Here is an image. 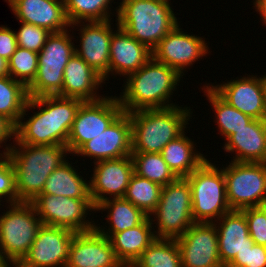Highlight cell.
<instances>
[{
    "mask_svg": "<svg viewBox=\"0 0 266 267\" xmlns=\"http://www.w3.org/2000/svg\"><path fill=\"white\" fill-rule=\"evenodd\" d=\"M27 88L9 75L0 77V115L14 126L20 120L28 100Z\"/></svg>",
    "mask_w": 266,
    "mask_h": 267,
    "instance_id": "cell-32",
    "label": "cell"
},
{
    "mask_svg": "<svg viewBox=\"0 0 266 267\" xmlns=\"http://www.w3.org/2000/svg\"><path fill=\"white\" fill-rule=\"evenodd\" d=\"M103 82V77L75 53L65 66L62 90L57 95L83 102L98 101L104 97L97 94Z\"/></svg>",
    "mask_w": 266,
    "mask_h": 267,
    "instance_id": "cell-24",
    "label": "cell"
},
{
    "mask_svg": "<svg viewBox=\"0 0 266 267\" xmlns=\"http://www.w3.org/2000/svg\"><path fill=\"white\" fill-rule=\"evenodd\" d=\"M253 4L255 6H252V7H255V11L259 12V15L261 17V21H263V25L266 24V0H253ZM266 26V25H265Z\"/></svg>",
    "mask_w": 266,
    "mask_h": 267,
    "instance_id": "cell-43",
    "label": "cell"
},
{
    "mask_svg": "<svg viewBox=\"0 0 266 267\" xmlns=\"http://www.w3.org/2000/svg\"><path fill=\"white\" fill-rule=\"evenodd\" d=\"M121 267H134L133 265H122Z\"/></svg>",
    "mask_w": 266,
    "mask_h": 267,
    "instance_id": "cell-48",
    "label": "cell"
},
{
    "mask_svg": "<svg viewBox=\"0 0 266 267\" xmlns=\"http://www.w3.org/2000/svg\"><path fill=\"white\" fill-rule=\"evenodd\" d=\"M66 160L57 167L47 178L41 194H51L74 199H91L89 180H84Z\"/></svg>",
    "mask_w": 266,
    "mask_h": 267,
    "instance_id": "cell-29",
    "label": "cell"
},
{
    "mask_svg": "<svg viewBox=\"0 0 266 267\" xmlns=\"http://www.w3.org/2000/svg\"><path fill=\"white\" fill-rule=\"evenodd\" d=\"M134 267H182L175 239L156 238L134 262Z\"/></svg>",
    "mask_w": 266,
    "mask_h": 267,
    "instance_id": "cell-31",
    "label": "cell"
},
{
    "mask_svg": "<svg viewBox=\"0 0 266 267\" xmlns=\"http://www.w3.org/2000/svg\"><path fill=\"white\" fill-rule=\"evenodd\" d=\"M204 93L207 96V100L215 111V123L219 127V133L224 136V140H227L232 134L236 133L237 130L245 127L249 124L253 118L243 114L241 111L230 106L225 102L210 86L204 85L202 87Z\"/></svg>",
    "mask_w": 266,
    "mask_h": 267,
    "instance_id": "cell-30",
    "label": "cell"
},
{
    "mask_svg": "<svg viewBox=\"0 0 266 267\" xmlns=\"http://www.w3.org/2000/svg\"><path fill=\"white\" fill-rule=\"evenodd\" d=\"M117 30L111 36L109 75L125 78L139 70L152 58V51L137 41L116 24Z\"/></svg>",
    "mask_w": 266,
    "mask_h": 267,
    "instance_id": "cell-22",
    "label": "cell"
},
{
    "mask_svg": "<svg viewBox=\"0 0 266 267\" xmlns=\"http://www.w3.org/2000/svg\"><path fill=\"white\" fill-rule=\"evenodd\" d=\"M7 262L0 258V267H4Z\"/></svg>",
    "mask_w": 266,
    "mask_h": 267,
    "instance_id": "cell-47",
    "label": "cell"
},
{
    "mask_svg": "<svg viewBox=\"0 0 266 267\" xmlns=\"http://www.w3.org/2000/svg\"><path fill=\"white\" fill-rule=\"evenodd\" d=\"M111 20L101 22H79L71 24L81 27L80 45L75 47V53L93 68L104 81L109 78L110 43L114 33ZM85 24V25H84Z\"/></svg>",
    "mask_w": 266,
    "mask_h": 267,
    "instance_id": "cell-18",
    "label": "cell"
},
{
    "mask_svg": "<svg viewBox=\"0 0 266 267\" xmlns=\"http://www.w3.org/2000/svg\"><path fill=\"white\" fill-rule=\"evenodd\" d=\"M74 235L67 228L42 224L20 263L24 267H65Z\"/></svg>",
    "mask_w": 266,
    "mask_h": 267,
    "instance_id": "cell-15",
    "label": "cell"
},
{
    "mask_svg": "<svg viewBox=\"0 0 266 267\" xmlns=\"http://www.w3.org/2000/svg\"><path fill=\"white\" fill-rule=\"evenodd\" d=\"M181 75L153 57L139 70L126 77L123 92L117 96L124 112L178 106L170 96L179 86ZM170 103V104H169Z\"/></svg>",
    "mask_w": 266,
    "mask_h": 267,
    "instance_id": "cell-3",
    "label": "cell"
},
{
    "mask_svg": "<svg viewBox=\"0 0 266 267\" xmlns=\"http://www.w3.org/2000/svg\"><path fill=\"white\" fill-rule=\"evenodd\" d=\"M94 165L93 175L89 181V194L94 207L112 196L123 198L134 174L132 156L102 160Z\"/></svg>",
    "mask_w": 266,
    "mask_h": 267,
    "instance_id": "cell-16",
    "label": "cell"
},
{
    "mask_svg": "<svg viewBox=\"0 0 266 267\" xmlns=\"http://www.w3.org/2000/svg\"><path fill=\"white\" fill-rule=\"evenodd\" d=\"M15 169L19 202H32L44 189L48 176L67 159V146L15 143L5 147Z\"/></svg>",
    "mask_w": 266,
    "mask_h": 267,
    "instance_id": "cell-2",
    "label": "cell"
},
{
    "mask_svg": "<svg viewBox=\"0 0 266 267\" xmlns=\"http://www.w3.org/2000/svg\"><path fill=\"white\" fill-rule=\"evenodd\" d=\"M68 29L51 33L38 53V72L27 88L28 97L57 95L62 90L64 69L75 54L73 37ZM72 39V40H71Z\"/></svg>",
    "mask_w": 266,
    "mask_h": 267,
    "instance_id": "cell-9",
    "label": "cell"
},
{
    "mask_svg": "<svg viewBox=\"0 0 266 267\" xmlns=\"http://www.w3.org/2000/svg\"><path fill=\"white\" fill-rule=\"evenodd\" d=\"M157 221L156 238L176 239L194 224L192 218V192L186 178H177L162 187L156 209L150 214Z\"/></svg>",
    "mask_w": 266,
    "mask_h": 267,
    "instance_id": "cell-8",
    "label": "cell"
},
{
    "mask_svg": "<svg viewBox=\"0 0 266 267\" xmlns=\"http://www.w3.org/2000/svg\"><path fill=\"white\" fill-rule=\"evenodd\" d=\"M132 123L130 115L122 112L101 134L86 142L76 153L92 157L94 163L132 154Z\"/></svg>",
    "mask_w": 266,
    "mask_h": 267,
    "instance_id": "cell-17",
    "label": "cell"
},
{
    "mask_svg": "<svg viewBox=\"0 0 266 267\" xmlns=\"http://www.w3.org/2000/svg\"><path fill=\"white\" fill-rule=\"evenodd\" d=\"M134 173L159 185L166 186L178 177L163 160L161 153L132 152Z\"/></svg>",
    "mask_w": 266,
    "mask_h": 267,
    "instance_id": "cell-33",
    "label": "cell"
},
{
    "mask_svg": "<svg viewBox=\"0 0 266 267\" xmlns=\"http://www.w3.org/2000/svg\"><path fill=\"white\" fill-rule=\"evenodd\" d=\"M112 2V0H64L65 14L70 25L84 21H108L111 20L112 13L109 11V6Z\"/></svg>",
    "mask_w": 266,
    "mask_h": 267,
    "instance_id": "cell-35",
    "label": "cell"
},
{
    "mask_svg": "<svg viewBox=\"0 0 266 267\" xmlns=\"http://www.w3.org/2000/svg\"><path fill=\"white\" fill-rule=\"evenodd\" d=\"M215 222L220 261L226 267L236 254L251 248L254 241L250 237L247 219L241 210H231Z\"/></svg>",
    "mask_w": 266,
    "mask_h": 267,
    "instance_id": "cell-23",
    "label": "cell"
},
{
    "mask_svg": "<svg viewBox=\"0 0 266 267\" xmlns=\"http://www.w3.org/2000/svg\"><path fill=\"white\" fill-rule=\"evenodd\" d=\"M116 7L118 26L151 51L179 24L169 0H122Z\"/></svg>",
    "mask_w": 266,
    "mask_h": 267,
    "instance_id": "cell-5",
    "label": "cell"
},
{
    "mask_svg": "<svg viewBox=\"0 0 266 267\" xmlns=\"http://www.w3.org/2000/svg\"><path fill=\"white\" fill-rule=\"evenodd\" d=\"M223 172L231 210L266 204V163L231 161Z\"/></svg>",
    "mask_w": 266,
    "mask_h": 267,
    "instance_id": "cell-10",
    "label": "cell"
},
{
    "mask_svg": "<svg viewBox=\"0 0 266 267\" xmlns=\"http://www.w3.org/2000/svg\"><path fill=\"white\" fill-rule=\"evenodd\" d=\"M260 81H261V86H262V91H263L264 102L266 104V75L265 74L264 76L262 75L260 77Z\"/></svg>",
    "mask_w": 266,
    "mask_h": 267,
    "instance_id": "cell-45",
    "label": "cell"
},
{
    "mask_svg": "<svg viewBox=\"0 0 266 267\" xmlns=\"http://www.w3.org/2000/svg\"><path fill=\"white\" fill-rule=\"evenodd\" d=\"M15 126L4 116L0 115V147L1 144L8 141L9 138L14 139Z\"/></svg>",
    "mask_w": 266,
    "mask_h": 267,
    "instance_id": "cell-42",
    "label": "cell"
},
{
    "mask_svg": "<svg viewBox=\"0 0 266 267\" xmlns=\"http://www.w3.org/2000/svg\"><path fill=\"white\" fill-rule=\"evenodd\" d=\"M31 203L42 224L67 228L75 233L95 229L94 221L91 222L86 218L91 214L89 211L95 212L91 199L39 194Z\"/></svg>",
    "mask_w": 266,
    "mask_h": 267,
    "instance_id": "cell-11",
    "label": "cell"
},
{
    "mask_svg": "<svg viewBox=\"0 0 266 267\" xmlns=\"http://www.w3.org/2000/svg\"><path fill=\"white\" fill-rule=\"evenodd\" d=\"M11 264L14 267H24L20 262H14V263L7 262L4 267H12L10 266Z\"/></svg>",
    "mask_w": 266,
    "mask_h": 267,
    "instance_id": "cell-46",
    "label": "cell"
},
{
    "mask_svg": "<svg viewBox=\"0 0 266 267\" xmlns=\"http://www.w3.org/2000/svg\"><path fill=\"white\" fill-rule=\"evenodd\" d=\"M191 110L190 107L171 106L128 113L132 123V152L161 153L170 141L184 132L192 117Z\"/></svg>",
    "mask_w": 266,
    "mask_h": 267,
    "instance_id": "cell-4",
    "label": "cell"
},
{
    "mask_svg": "<svg viewBox=\"0 0 266 267\" xmlns=\"http://www.w3.org/2000/svg\"><path fill=\"white\" fill-rule=\"evenodd\" d=\"M6 203H18L16 192L15 169L7 153L0 156V200Z\"/></svg>",
    "mask_w": 266,
    "mask_h": 267,
    "instance_id": "cell-38",
    "label": "cell"
},
{
    "mask_svg": "<svg viewBox=\"0 0 266 267\" xmlns=\"http://www.w3.org/2000/svg\"><path fill=\"white\" fill-rule=\"evenodd\" d=\"M177 24L152 50V57L175 69L181 76L189 66L208 54L209 47L204 37L182 31Z\"/></svg>",
    "mask_w": 266,
    "mask_h": 267,
    "instance_id": "cell-13",
    "label": "cell"
},
{
    "mask_svg": "<svg viewBox=\"0 0 266 267\" xmlns=\"http://www.w3.org/2000/svg\"><path fill=\"white\" fill-rule=\"evenodd\" d=\"M123 112L116 96H105L98 101L83 102L75 116L66 143L70 154L101 134Z\"/></svg>",
    "mask_w": 266,
    "mask_h": 267,
    "instance_id": "cell-12",
    "label": "cell"
},
{
    "mask_svg": "<svg viewBox=\"0 0 266 267\" xmlns=\"http://www.w3.org/2000/svg\"><path fill=\"white\" fill-rule=\"evenodd\" d=\"M210 87L230 106L253 119L266 120V104L260 77L248 75Z\"/></svg>",
    "mask_w": 266,
    "mask_h": 267,
    "instance_id": "cell-20",
    "label": "cell"
},
{
    "mask_svg": "<svg viewBox=\"0 0 266 267\" xmlns=\"http://www.w3.org/2000/svg\"><path fill=\"white\" fill-rule=\"evenodd\" d=\"M185 178L191 186L192 218L195 223H215L231 211L222 168L219 169L206 159Z\"/></svg>",
    "mask_w": 266,
    "mask_h": 267,
    "instance_id": "cell-6",
    "label": "cell"
},
{
    "mask_svg": "<svg viewBox=\"0 0 266 267\" xmlns=\"http://www.w3.org/2000/svg\"><path fill=\"white\" fill-rule=\"evenodd\" d=\"M19 31H15L17 46L39 53L51 34L47 29L20 22Z\"/></svg>",
    "mask_w": 266,
    "mask_h": 267,
    "instance_id": "cell-37",
    "label": "cell"
},
{
    "mask_svg": "<svg viewBox=\"0 0 266 267\" xmlns=\"http://www.w3.org/2000/svg\"><path fill=\"white\" fill-rule=\"evenodd\" d=\"M8 75H9L8 61L0 56V77Z\"/></svg>",
    "mask_w": 266,
    "mask_h": 267,
    "instance_id": "cell-44",
    "label": "cell"
},
{
    "mask_svg": "<svg viewBox=\"0 0 266 267\" xmlns=\"http://www.w3.org/2000/svg\"><path fill=\"white\" fill-rule=\"evenodd\" d=\"M108 211H107V210ZM107 211L108 229L101 225H95V229L102 235L110 238L114 233H119L128 228L136 227L147 217L141 209L134 206L130 201L124 198H111L103 201L95 207V211ZM111 222V223H110ZM106 229V230H104Z\"/></svg>",
    "mask_w": 266,
    "mask_h": 267,
    "instance_id": "cell-27",
    "label": "cell"
},
{
    "mask_svg": "<svg viewBox=\"0 0 266 267\" xmlns=\"http://www.w3.org/2000/svg\"><path fill=\"white\" fill-rule=\"evenodd\" d=\"M6 208L0 215V258L21 262L42 223L31 202L10 203Z\"/></svg>",
    "mask_w": 266,
    "mask_h": 267,
    "instance_id": "cell-7",
    "label": "cell"
},
{
    "mask_svg": "<svg viewBox=\"0 0 266 267\" xmlns=\"http://www.w3.org/2000/svg\"><path fill=\"white\" fill-rule=\"evenodd\" d=\"M82 103V100L58 95L29 97L22 116L15 125L13 142L66 146L73 121ZM35 108L39 111L23 121L26 112Z\"/></svg>",
    "mask_w": 266,
    "mask_h": 267,
    "instance_id": "cell-1",
    "label": "cell"
},
{
    "mask_svg": "<svg viewBox=\"0 0 266 267\" xmlns=\"http://www.w3.org/2000/svg\"><path fill=\"white\" fill-rule=\"evenodd\" d=\"M161 190V185L134 173L123 198L150 216L158 205Z\"/></svg>",
    "mask_w": 266,
    "mask_h": 267,
    "instance_id": "cell-34",
    "label": "cell"
},
{
    "mask_svg": "<svg viewBox=\"0 0 266 267\" xmlns=\"http://www.w3.org/2000/svg\"><path fill=\"white\" fill-rule=\"evenodd\" d=\"M151 217L141 224L114 233L110 238L115 256L122 265H133L143 251L156 239Z\"/></svg>",
    "mask_w": 266,
    "mask_h": 267,
    "instance_id": "cell-26",
    "label": "cell"
},
{
    "mask_svg": "<svg viewBox=\"0 0 266 267\" xmlns=\"http://www.w3.org/2000/svg\"><path fill=\"white\" fill-rule=\"evenodd\" d=\"M226 267H266V246L253 244L235 258Z\"/></svg>",
    "mask_w": 266,
    "mask_h": 267,
    "instance_id": "cell-40",
    "label": "cell"
},
{
    "mask_svg": "<svg viewBox=\"0 0 266 267\" xmlns=\"http://www.w3.org/2000/svg\"><path fill=\"white\" fill-rule=\"evenodd\" d=\"M175 240L182 267H224L220 261L217 227L214 223H194Z\"/></svg>",
    "mask_w": 266,
    "mask_h": 267,
    "instance_id": "cell-14",
    "label": "cell"
},
{
    "mask_svg": "<svg viewBox=\"0 0 266 267\" xmlns=\"http://www.w3.org/2000/svg\"><path fill=\"white\" fill-rule=\"evenodd\" d=\"M19 22L47 29L51 33L67 30L64 0H5Z\"/></svg>",
    "mask_w": 266,
    "mask_h": 267,
    "instance_id": "cell-21",
    "label": "cell"
},
{
    "mask_svg": "<svg viewBox=\"0 0 266 267\" xmlns=\"http://www.w3.org/2000/svg\"><path fill=\"white\" fill-rule=\"evenodd\" d=\"M185 133L184 131L170 141L161 151L163 160L179 178L190 175L206 160L204 154L196 150L195 143L185 136Z\"/></svg>",
    "mask_w": 266,
    "mask_h": 267,
    "instance_id": "cell-28",
    "label": "cell"
},
{
    "mask_svg": "<svg viewBox=\"0 0 266 267\" xmlns=\"http://www.w3.org/2000/svg\"><path fill=\"white\" fill-rule=\"evenodd\" d=\"M223 149L235 152L233 162L266 163V120L253 119L232 134Z\"/></svg>",
    "mask_w": 266,
    "mask_h": 267,
    "instance_id": "cell-25",
    "label": "cell"
},
{
    "mask_svg": "<svg viewBox=\"0 0 266 267\" xmlns=\"http://www.w3.org/2000/svg\"><path fill=\"white\" fill-rule=\"evenodd\" d=\"M38 62V53L17 47L8 60L9 76L28 88L36 78Z\"/></svg>",
    "mask_w": 266,
    "mask_h": 267,
    "instance_id": "cell-36",
    "label": "cell"
},
{
    "mask_svg": "<svg viewBox=\"0 0 266 267\" xmlns=\"http://www.w3.org/2000/svg\"><path fill=\"white\" fill-rule=\"evenodd\" d=\"M15 31L7 26H0V56L7 61L17 48Z\"/></svg>",
    "mask_w": 266,
    "mask_h": 267,
    "instance_id": "cell-41",
    "label": "cell"
},
{
    "mask_svg": "<svg viewBox=\"0 0 266 267\" xmlns=\"http://www.w3.org/2000/svg\"><path fill=\"white\" fill-rule=\"evenodd\" d=\"M108 237L96 229L75 233L65 267H121Z\"/></svg>",
    "mask_w": 266,
    "mask_h": 267,
    "instance_id": "cell-19",
    "label": "cell"
},
{
    "mask_svg": "<svg viewBox=\"0 0 266 267\" xmlns=\"http://www.w3.org/2000/svg\"><path fill=\"white\" fill-rule=\"evenodd\" d=\"M244 213L254 244L266 246V204L261 207L241 209Z\"/></svg>",
    "mask_w": 266,
    "mask_h": 267,
    "instance_id": "cell-39",
    "label": "cell"
}]
</instances>
